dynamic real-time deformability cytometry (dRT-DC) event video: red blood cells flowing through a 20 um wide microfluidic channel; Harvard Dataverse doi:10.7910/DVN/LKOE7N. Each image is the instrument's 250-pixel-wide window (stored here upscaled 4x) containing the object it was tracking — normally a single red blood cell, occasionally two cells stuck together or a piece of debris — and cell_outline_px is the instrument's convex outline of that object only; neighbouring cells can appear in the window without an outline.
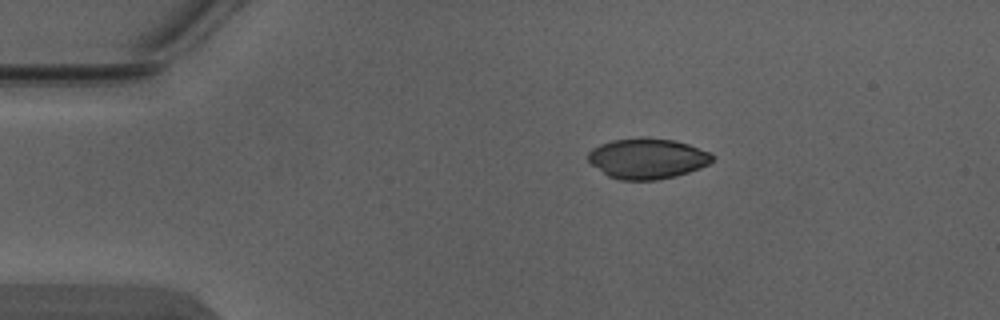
{"species": "Egyptian fruit bat (a non-hibernating species)", "species_latin": "Rousettus aegyptiacus", "temperature_condition": "warm", "stored_images_in_passage": 2, "camera_frame_rate_fps": 3000, "um_per_image_px": 0.085, "animal": {"sex": "male"}, "frame": {"image": 1, "passage_image": 1, "time_ms": 0.0, "image_size_px": [1000, 320], "cell_outline_px": [[716, 156], [708, 164], [700, 168], [676, 176], [656, 180], [620, 180], [608, 176], [592, 164], [588, 160], [588, 152], [592, 148], [600, 144], [612, 140], [640, 136], [672, 140], [688, 144], [712, 152]], "centroid_in_image_um": [55.04, 13.46], "position_along_channel_um": 30.0, "area_um2": 29.54}}